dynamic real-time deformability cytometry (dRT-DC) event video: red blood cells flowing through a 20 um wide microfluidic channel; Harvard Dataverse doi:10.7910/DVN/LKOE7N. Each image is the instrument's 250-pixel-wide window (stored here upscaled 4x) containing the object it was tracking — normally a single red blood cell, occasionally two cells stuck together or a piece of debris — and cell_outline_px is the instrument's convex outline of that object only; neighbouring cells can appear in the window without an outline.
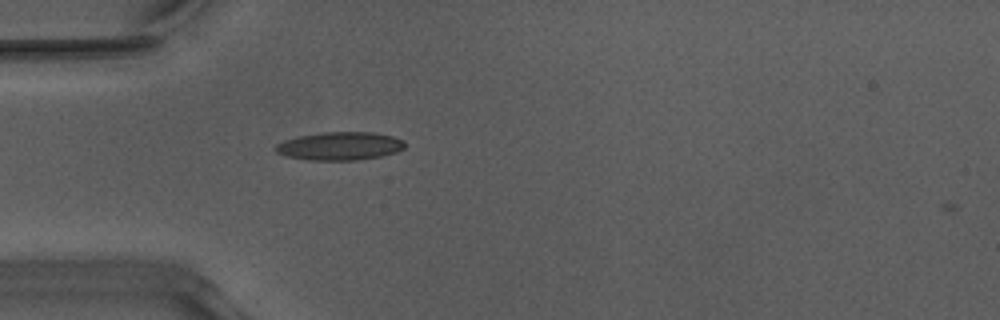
{"species": "Egyptian fruit bat (a non-hibernating species)", "species_latin": "Rousettus aegyptiacus", "temperature_condition": "warm", "stored_images_in_passage": 37, "camera_frame_rate_fps": 3000, "um_per_image_px": 0.085, "animal": {"sex": "male"}, "frame": {"image": 1, "passage_image": 1, "time_ms": 0.0, "image_size_px": [1000, 320], "cell_outline_px": [[404, 148], [396, 152], [380, 156], [356, 160], [312, 160], [284, 156], [276, 152], [276, 144], [284, 140], [300, 136], [324, 132], [372, 132], [392, 136], [404, 140]], "centroid_in_image_um": [28.88, 12.41], "position_along_channel_um": 56.1, "area_um2": 21.1}}
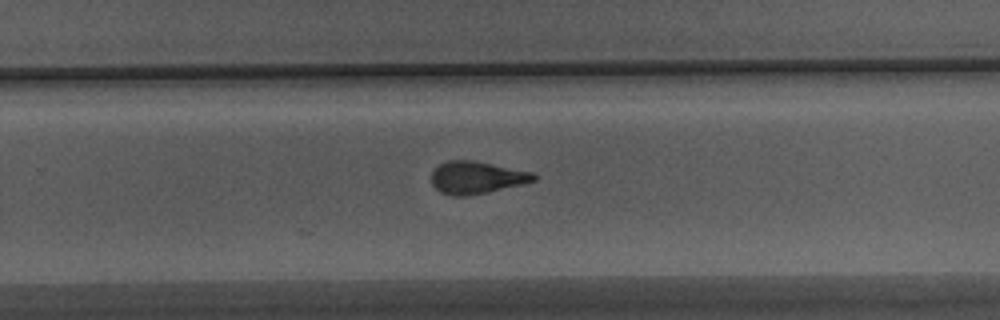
{"frame": {"image": 2, "passage_image": 19, "time_ms": 6.0, "image_size_px": [1000, 320], "cell_outline_px": [[536, 180], [520, 184], [484, 192], [464, 196], [452, 196], [440, 192], [432, 184], [432, 172], [440, 164], [448, 160], [476, 160], [532, 172], [536, 176]], "centroid_in_image_um": [40.48, 15.07], "position_along_channel_um": 289.3, "area_um2": 19.02}}
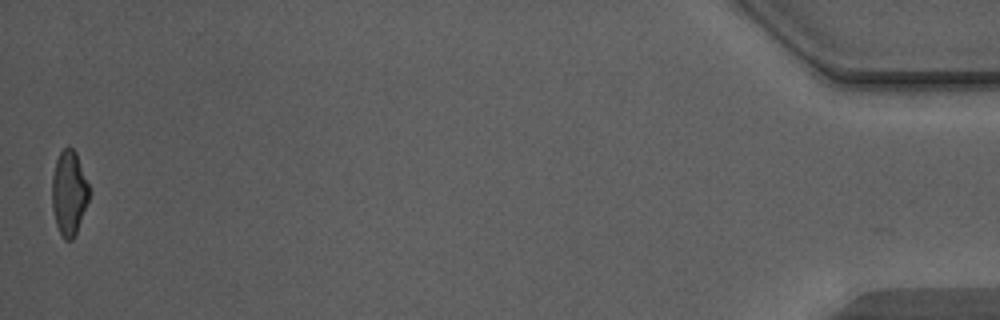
{"frame": {"image": 3, "passage_image": 37, "time_ms": 12.0, "image_size_px": [1000, 320], "cell_outline_px": [[88, 200], [76, 232], [72, 240], [64, 240], [56, 224], [52, 208], [52, 176], [56, 160], [60, 152], [68, 144], [76, 152], [88, 184]], "centroid_in_image_um": [5.84, 16.37], "position_along_channel_um": 429.4, "area_um2": 18.03}, "authors_computed_cell_mechanics": {"area_um2": 19.3052, "velocity_mm_per_s": 3.9802, "shape_relaxation_time_tau1_ms": 5.3727, "shape_relaxation_time_tau2_ms": 1.1341, "deformation_change_tau1": 0.2091, "deformation_change_tau2": 0.0927}}